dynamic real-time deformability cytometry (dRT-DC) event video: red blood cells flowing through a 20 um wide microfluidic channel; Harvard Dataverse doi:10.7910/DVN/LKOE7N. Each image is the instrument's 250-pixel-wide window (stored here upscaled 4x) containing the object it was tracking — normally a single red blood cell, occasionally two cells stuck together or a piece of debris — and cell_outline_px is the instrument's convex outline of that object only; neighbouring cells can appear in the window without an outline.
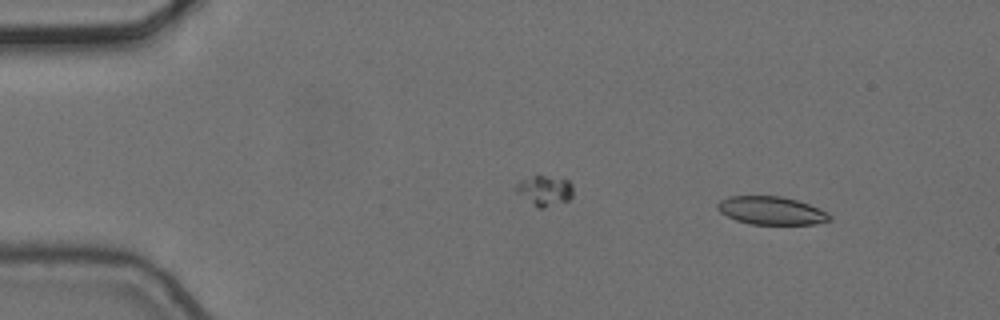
{"species": "common noctule bat (a hibernating species)", "species_latin": "Nyctalus noctula", "temperature_condition": "cold", "stored_images_in_passage": 4, "camera_frame_rate_fps": 3000, "um_per_image_px": 0.085, "animal": {"sex": "female", "body_mass_g": 24.6, "forearm_length_mm": 56.2}, "frame": {"image": 1, "passage_image": 1, "time_ms": 0.0, "image_size_px": [1000, 320], "cell_outline_px": [[832, 220], [816, 224], [752, 224], [736, 220], [720, 212], [716, 208], [716, 204], [720, 200], [728, 196], [780, 196], [796, 200], [808, 204], [828, 212], [832, 216]], "centroid_in_image_um": [65.57, 17.9], "position_along_channel_um": 19.4, "area_um2": 18.38}}
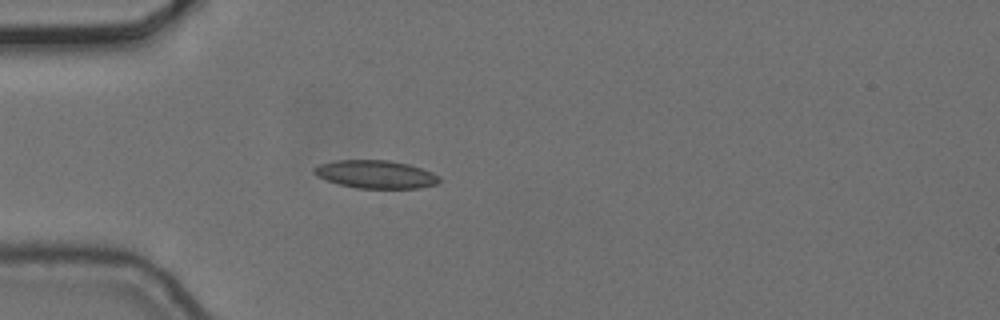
{"frame": {"image": 2, "passage_image": 4, "time_ms": 1.0, "image_size_px": [1000, 320], "cell_outline_px": [[440, 180], [436, 184], [420, 188], [356, 188], [340, 184], [316, 176], [312, 172], [312, 168], [320, 164], [336, 160], [388, 160], [408, 164], [432, 172], [440, 176]], "centroid_in_image_um": [31.92, 14.81], "position_along_channel_um": 53.1, "area_um2": 20.4}}